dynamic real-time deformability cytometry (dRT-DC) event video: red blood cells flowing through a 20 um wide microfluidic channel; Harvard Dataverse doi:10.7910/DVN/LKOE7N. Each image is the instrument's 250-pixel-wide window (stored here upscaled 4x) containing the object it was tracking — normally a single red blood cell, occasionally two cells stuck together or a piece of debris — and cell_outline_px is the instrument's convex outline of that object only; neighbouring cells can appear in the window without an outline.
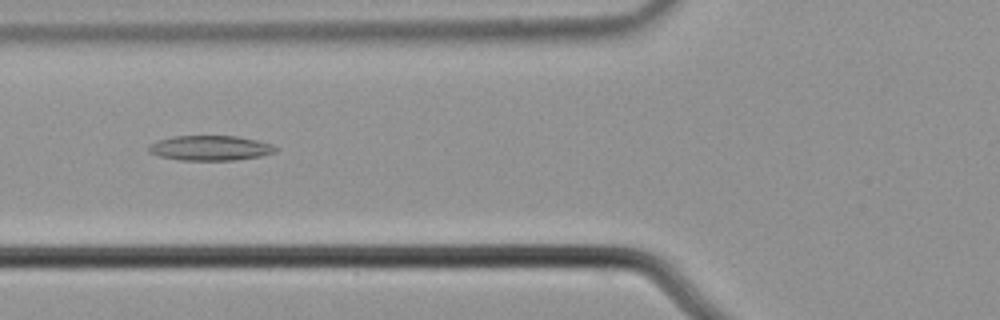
{"species": "common noctule bat (a hibernating species)", "species_latin": "Nyctalus noctula", "temperature_condition": "cold", "stored_images_in_passage": 8, "camera_frame_rate_fps": 3000, "um_per_image_px": 0.085, "animal": {"sex": "male", "body_mass_g": 21.5, "forearm_length_mm": 52.0}, "frame": {"image": 1, "passage_image": 6, "time_ms": 1.667, "image_size_px": [1000, 320], "cell_outline_px": [[280, 148], [276, 152], [260, 156], [236, 160], [180, 160], [160, 156], [148, 152], [148, 148], [156, 140], [172, 136], [236, 136], [256, 140], [272, 144]], "centroid_in_image_um": [17.89, 12.58], "position_along_channel_um": 107.9, "area_um2": 18.5}}
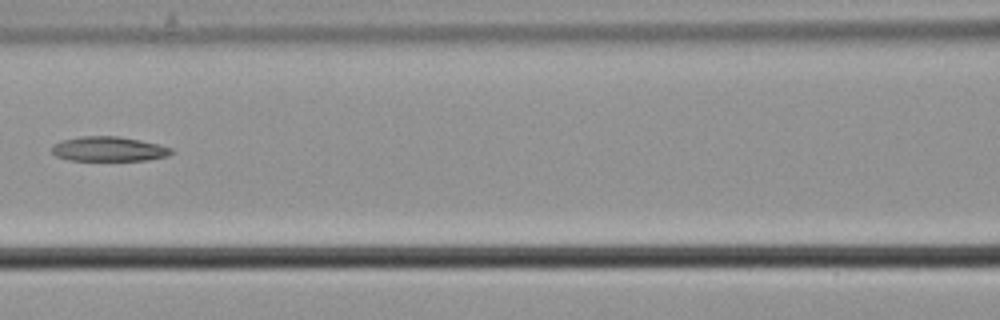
{"frame": {"image": 2, "passage_image": 7, "time_ms": 2.0, "image_size_px": [1000, 320], "cell_outline_px": [[176, 152], [168, 156], [148, 160], [68, 160], [56, 156], [52, 152], [52, 144], [64, 140], [80, 136], [120, 136], [160, 144], [172, 148]], "centroid_in_image_um": [9.29, 12.66], "position_along_channel_um": 157.3, "area_um2": 17.34}}
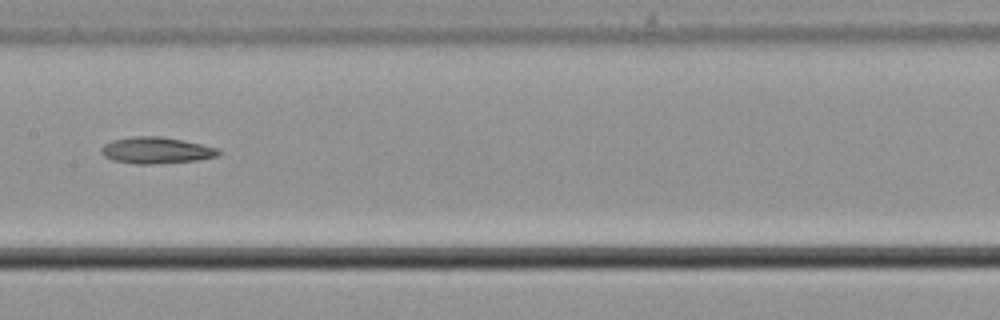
{"frame": {"image": 3, "passage_image": 8, "time_ms": 2.333, "image_size_px": [1000, 320], "cell_outline_px": [[220, 152], [216, 156], [196, 160], [152, 164], [136, 164], [112, 160], [104, 156], [100, 152], [100, 148], [104, 144], [112, 140], [132, 136], [160, 136], [200, 144], [216, 148]], "centroid_in_image_um": [13.19, 12.78], "position_along_channel_um": 194.2, "area_um2": 17.86}}